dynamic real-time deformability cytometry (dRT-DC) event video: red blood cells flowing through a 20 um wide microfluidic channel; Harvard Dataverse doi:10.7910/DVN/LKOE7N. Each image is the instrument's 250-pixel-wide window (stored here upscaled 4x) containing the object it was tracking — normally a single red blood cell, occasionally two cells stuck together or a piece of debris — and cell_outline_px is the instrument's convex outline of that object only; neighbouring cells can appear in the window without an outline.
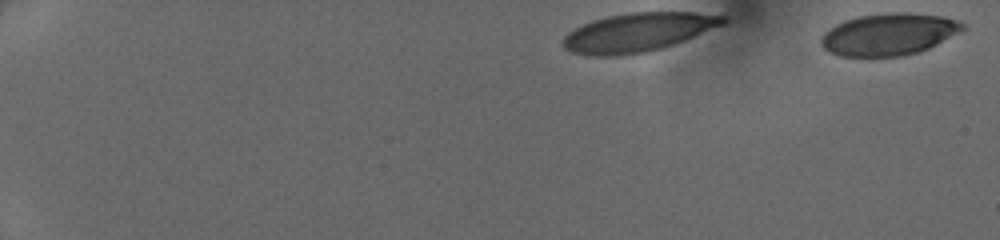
{"species": "human", "species_latin": "Homo sapiens", "temperature_condition": "cold", "stored_images_in_passage": 41, "camera_frame_rate_fps": 3000, "um_per_image_px": 0.085, "donor": {"sex": "female"}, "frame": {"image": 1, "passage_image": 1, "time_ms": 0.0, "image_size_px": [1000, 240], "cell_outline_px": [[964, 28], [960, 32], [928, 48], [916, 52], [900, 56], [840, 56], [828, 52], [820, 44], [820, 40], [824, 32], [836, 24], [860, 16], [940, 16], [956, 20], [964, 24]], "centroid_in_image_um": [75.48, 2.99], "position_along_channel_um": 9.5, "area_um2": 32.89}}
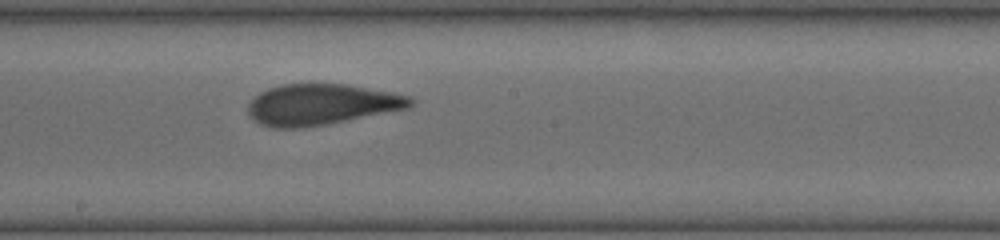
{"frame": {"image": 2, "passage_image": 22, "time_ms": 7.0, "image_size_px": [1000, 240], "cell_outline_px": [[416, 100], [408, 108], [328, 124], [296, 128], [272, 128], [260, 124], [248, 116], [248, 104], [252, 96], [268, 88], [284, 84], [348, 84], [392, 92], [412, 96]], "centroid_in_image_um": [27.3, 8.88], "position_along_channel_um": 220.9, "area_um2": 39.02}}
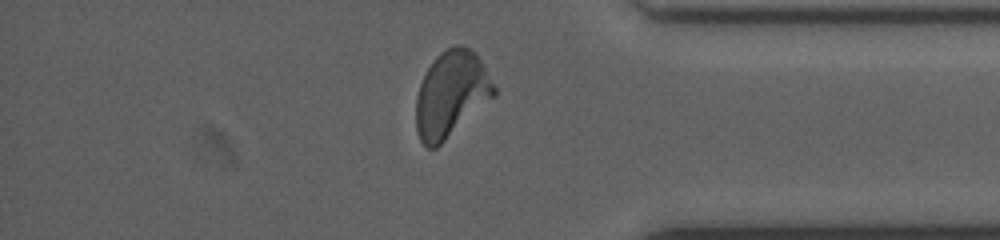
{"frame": {"image": 3, "passage_image": 35, "time_ms": 11.333, "image_size_px": [1000, 240], "cell_outline_px": [[496, 96], [436, 148], [428, 148], [420, 140], [416, 128], [416, 96], [420, 84], [428, 68], [436, 56], [440, 52], [456, 44], [460, 44], [468, 48], [480, 60], [496, 88]], "centroid_in_image_um": [38.35, 8.02], "position_along_channel_um": 396.9, "area_um2": 38.78}}